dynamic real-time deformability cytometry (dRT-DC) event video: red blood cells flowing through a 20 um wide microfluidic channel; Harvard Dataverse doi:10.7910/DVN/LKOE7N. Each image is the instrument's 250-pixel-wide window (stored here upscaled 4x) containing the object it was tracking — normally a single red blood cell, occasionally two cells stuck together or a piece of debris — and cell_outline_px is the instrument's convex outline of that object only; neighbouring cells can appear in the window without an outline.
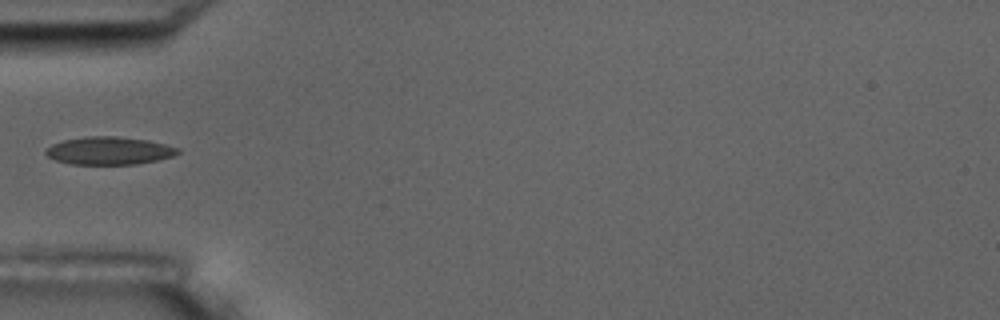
{"species": "common noctule bat (a hibernating species)", "species_latin": "Nyctalus noctula", "temperature_condition": "room temperature", "stored_images_in_passage": 5, "camera_frame_rate_fps": 3000, "um_per_image_px": 0.085, "animal": {"sex": "male", "body_mass_g": 17.5, "forearm_length_mm": 52.3}, "frame": {"image": 1, "passage_image": 3, "time_ms": 2.333, "image_size_px": [1000, 320], "cell_outline_px": [[180, 152], [172, 156], [156, 160], [136, 164], [72, 164], [56, 160], [48, 156], [44, 152], [44, 148], [52, 144], [64, 140], [84, 136], [116, 136], [148, 140], [180, 148]], "centroid_in_image_um": [9.25, 12.8], "position_along_channel_um": 75.8, "area_um2": 21.39}}